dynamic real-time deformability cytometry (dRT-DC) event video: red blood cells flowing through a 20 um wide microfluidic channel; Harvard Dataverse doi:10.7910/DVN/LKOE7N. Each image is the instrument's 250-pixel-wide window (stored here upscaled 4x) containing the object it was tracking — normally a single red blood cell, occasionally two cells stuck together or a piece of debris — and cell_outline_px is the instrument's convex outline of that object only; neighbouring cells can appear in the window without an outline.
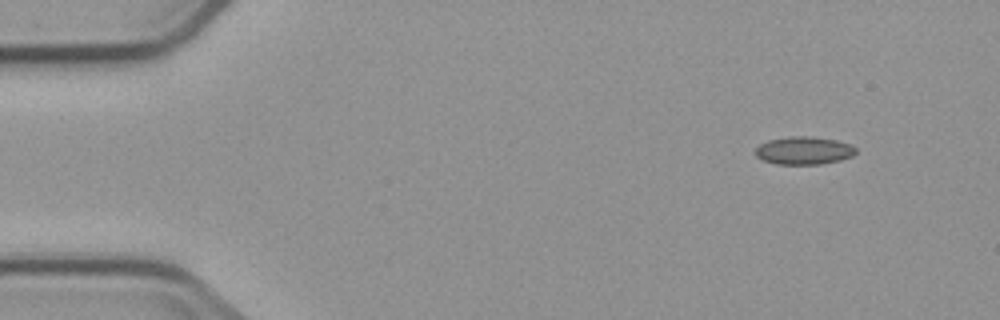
{"species": "common noctule bat (a hibernating species)", "species_latin": "Nyctalus noctula", "temperature_condition": "cold", "stored_images_in_passage": 5, "segment_of_instrument_passage": [1, 2], "camera_frame_rate_fps": 3000, "um_per_image_px": 0.085, "animal": {"sex": "male", "body_mass_g": 23.1, "forearm_length_mm": 52.7}, "frame": {"image": 1, "passage_image": 1, "time_ms": 0.0, "image_size_px": [1000, 320], "cell_outline_px": [[856, 152], [852, 156], [840, 160], [820, 164], [776, 164], [764, 160], [756, 156], [756, 148], [760, 144], [768, 140], [788, 136], [812, 136], [836, 140], [848, 144], [856, 148]], "centroid_in_image_um": [68.32, 12.79], "position_along_channel_um": 16.7, "area_um2": 16.24}}
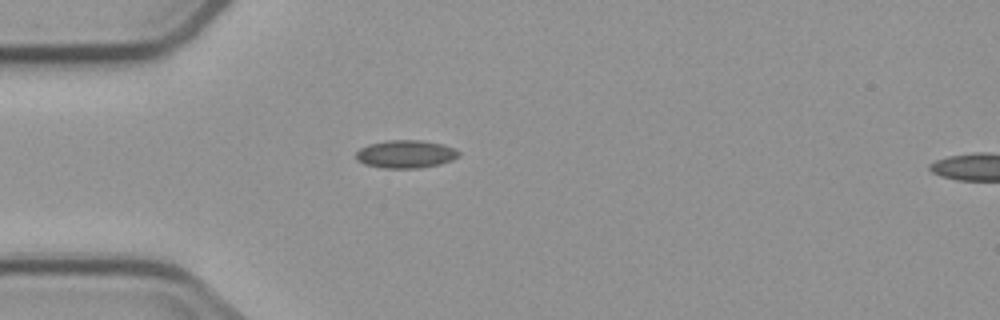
{"frame": {"image": 2, "passage_image": 4, "time_ms": 3.333, "image_size_px": [1000, 320], "cell_outline_px": [[460, 156], [452, 160], [440, 164], [420, 168], [380, 168], [364, 164], [356, 160], [356, 152], [360, 148], [368, 144], [388, 140], [424, 140], [444, 144], [460, 152]], "centroid_in_image_um": [34.48, 13.1], "position_along_channel_um": 50.5, "area_um2": 16.94}}